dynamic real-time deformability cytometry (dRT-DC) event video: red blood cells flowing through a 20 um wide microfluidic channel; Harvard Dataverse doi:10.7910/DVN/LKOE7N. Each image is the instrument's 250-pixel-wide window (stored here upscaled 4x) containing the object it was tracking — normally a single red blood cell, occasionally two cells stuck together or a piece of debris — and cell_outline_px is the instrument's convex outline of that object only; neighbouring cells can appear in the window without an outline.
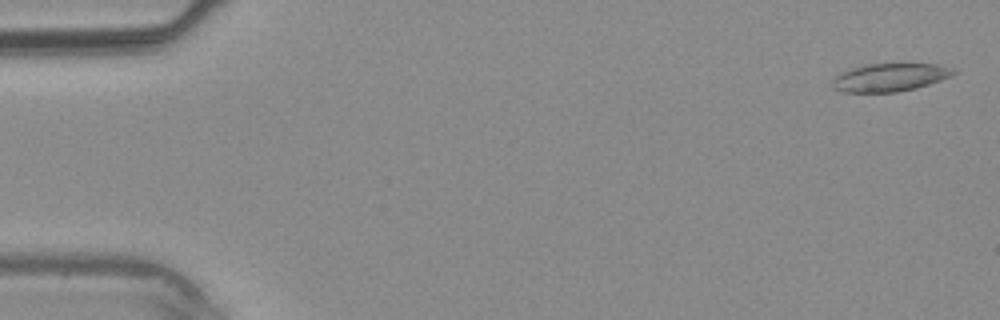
{"species": "common noctule bat (a hibernating species)", "species_latin": "Nyctalus noctula", "temperature_condition": "warm", "stored_images_in_passage": 9, "camera_frame_rate_fps": 3000, "um_per_image_px": 0.085, "animal": {"sex": "male", "body_mass_g": 20.4}, "frame": {"image": 1, "passage_image": 1, "time_ms": 0.0, "image_size_px": [1000, 320], "cell_outline_px": [[956, 72], [952, 76], [916, 88], [896, 92], [840, 92], [832, 88], [832, 80], [840, 72], [864, 64], [940, 64]], "centroid_in_image_um": [75.58, 6.58], "position_along_channel_um": 9.4, "area_um2": 19.71}}